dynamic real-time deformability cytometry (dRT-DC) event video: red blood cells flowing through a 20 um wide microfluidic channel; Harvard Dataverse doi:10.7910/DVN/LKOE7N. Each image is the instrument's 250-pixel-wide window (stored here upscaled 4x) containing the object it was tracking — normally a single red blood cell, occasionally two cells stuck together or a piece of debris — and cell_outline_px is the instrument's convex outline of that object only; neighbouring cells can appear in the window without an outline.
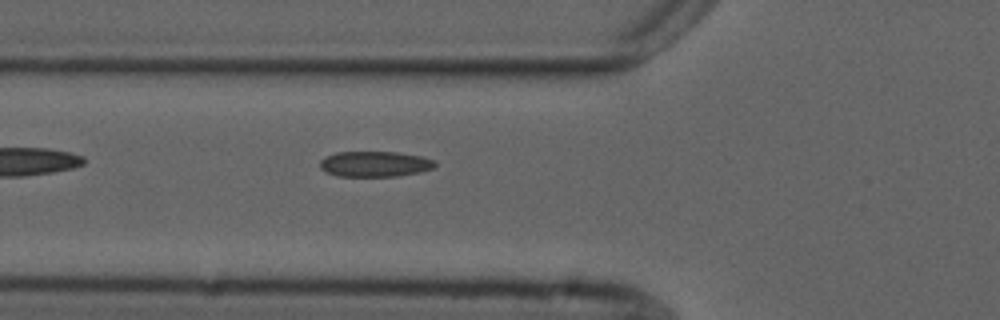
{"species": "common noctule bat (a hibernating species)", "species_latin": "Nyctalus noctula", "temperature_condition": "cold", "stored_images_in_passage": 6, "camera_frame_rate_fps": 3000, "um_per_image_px": 0.085, "animal": {"sex": "male", "forearm_length_mm": 52.5}, "frame": {"image": 1, "passage_image": 6, "time_ms": 6.333, "image_size_px": [1000, 320], "cell_outline_px": [[436, 168], [420, 172], [396, 176], [336, 176], [324, 172], [320, 168], [320, 160], [324, 156], [336, 152], [396, 152], [424, 156], [436, 160]], "centroid_in_image_um": [31.87, 13.94], "position_along_channel_um": 93.9, "area_um2": 17.46}}